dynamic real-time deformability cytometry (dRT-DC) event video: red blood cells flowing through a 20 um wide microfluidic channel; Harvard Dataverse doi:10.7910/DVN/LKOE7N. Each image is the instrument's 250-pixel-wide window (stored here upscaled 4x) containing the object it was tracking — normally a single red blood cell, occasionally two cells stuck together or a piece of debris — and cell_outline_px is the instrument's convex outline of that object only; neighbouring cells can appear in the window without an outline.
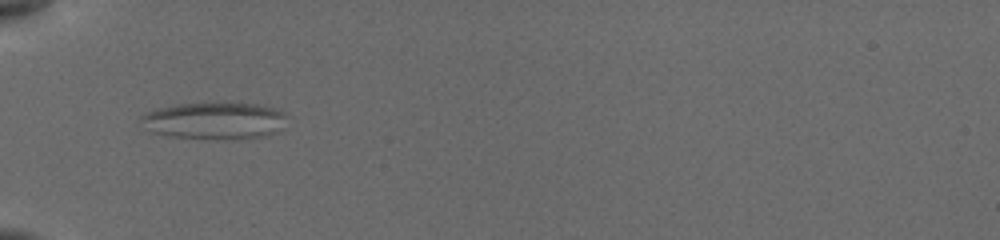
{"species": "common noctule bat (a hibernating species)", "species_latin": "Nyctalus noctula", "temperature_condition": "cold", "stored_images_in_passage": 43, "camera_frame_rate_fps": 3000, "um_per_image_px": 0.085, "animal": {"sex": "female", "body_mass_g": 19.5, "forearm_length_mm": 54.1}, "frame": {"image": 1, "passage_image": 1, "time_ms": 0.0, "image_size_px": [1000, 240], "cell_outline_px": [[284, 116], [276, 132], [260, 136], [224, 140], [168, 136], [152, 132], [140, 120], [140, 116], [156, 108], [176, 104], [256, 104], [272, 108], [280, 112]], "centroid_in_image_um": [18.12, 10.28], "position_along_channel_um": 66.9, "area_um2": 30.52}}
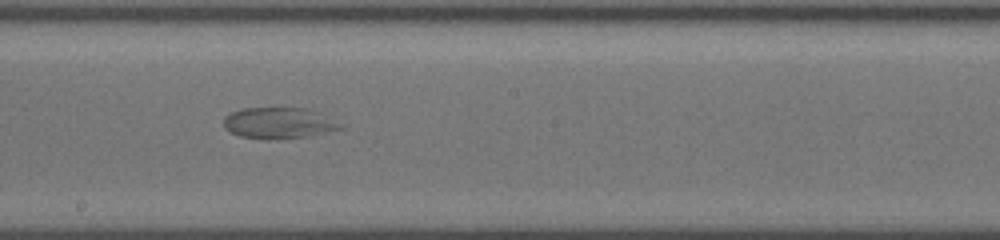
{"frame": {"image": 2, "passage_image": 17, "time_ms": 4.333, "image_size_px": [1000, 240], "cell_outline_px": [[344, 128], [308, 136], [276, 140], [268, 140], [240, 136], [224, 128], [224, 116], [232, 112], [244, 108], [308, 108]], "centroid_in_image_um": [23.59, 10.47], "position_along_channel_um": 224.6, "area_um2": 20.75}}
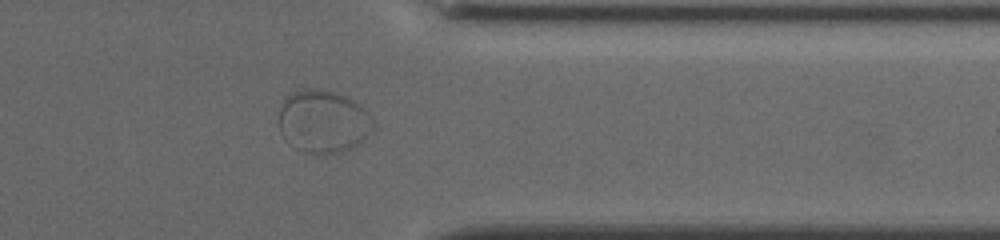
{"frame": {"image": 3, "passage_image": 32, "time_ms": 8.667, "image_size_px": [1000, 240], "cell_outline_px": [[372, 128], [368, 136], [364, 140], [340, 152], [324, 156], [304, 152], [288, 144], [284, 140], [280, 132], [280, 108], [284, 96], [292, 92], [304, 88], [316, 88], [336, 92], [348, 96], [364, 108]], "centroid_in_image_um": [27.4, 10.32], "position_along_channel_um": 384.0, "area_um2": 34.74}}